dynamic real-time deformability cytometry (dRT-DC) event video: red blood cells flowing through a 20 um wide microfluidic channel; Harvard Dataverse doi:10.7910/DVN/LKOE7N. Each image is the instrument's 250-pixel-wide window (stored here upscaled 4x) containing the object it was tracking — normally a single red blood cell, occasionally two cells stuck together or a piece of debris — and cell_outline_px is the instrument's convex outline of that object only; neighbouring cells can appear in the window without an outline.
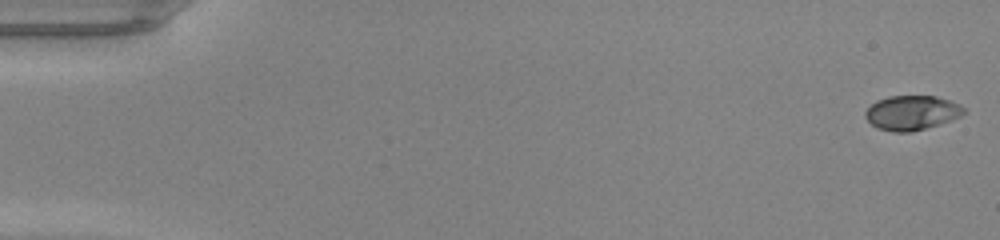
{"species": "common noctule bat (a hibernating species)", "species_latin": "Nyctalus noctula", "temperature_condition": "warm", "stored_images_in_passage": 49, "camera_frame_rate_fps": 3000, "um_per_image_px": 0.085, "animal": {"sex": "male", "body_mass_g": 20.0, "forearm_length_mm": 53.3}, "frame": {"image": 1, "passage_image": 1, "time_ms": 0.0, "image_size_px": [1000, 240], "cell_outline_px": [[968, 112], [952, 120], [940, 124], [912, 132], [892, 132], [876, 128], [864, 116], [864, 112], [876, 100], [888, 96], [936, 96], [960, 104]], "centroid_in_image_um": [77.51, 9.59], "position_along_channel_um": 7.5, "area_um2": 20.0}}
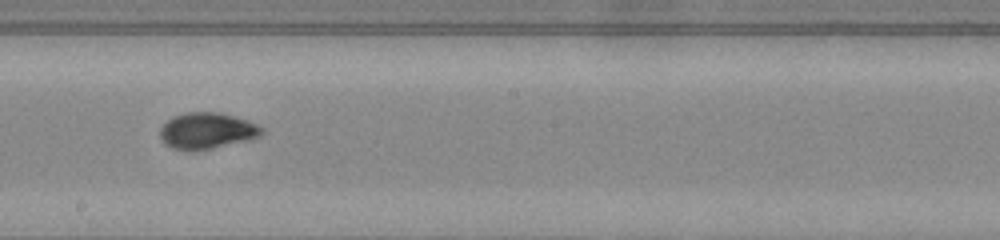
{"frame": {"image": 2, "passage_image": 28, "time_ms": 9.0, "image_size_px": [1000, 240], "cell_outline_px": [[264, 132], [260, 136], [248, 140], [196, 152], [188, 152], [172, 148], [164, 144], [160, 136], [160, 128], [172, 116], [188, 112], [220, 112], [248, 120], [264, 128]], "centroid_in_image_um": [17.58, 11.13], "position_along_channel_um": 230.6, "area_um2": 21.85}}
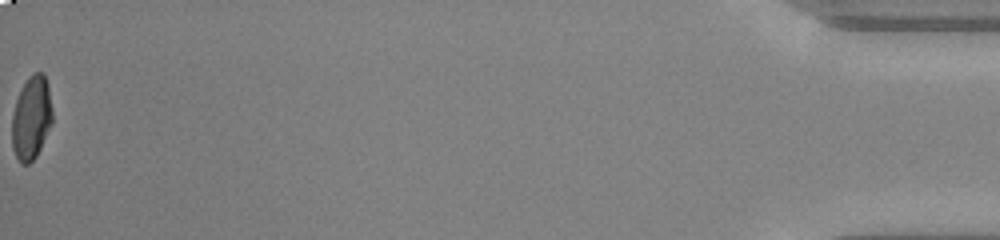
{"frame": {"image": 3, "passage_image": 49, "time_ms": 16.0, "image_size_px": [1000, 240], "cell_outline_px": [[52, 124], [36, 156], [28, 164], [20, 164], [12, 148], [12, 116], [16, 100], [28, 76], [32, 72], [44, 72], [48, 84], [52, 108]], "centroid_in_image_um": [2.67, 10.0], "position_along_channel_um": 432.5, "area_um2": 19.77}, "authors_computed_cell_mechanics": {"area_um2": 20.1722, "velocity_mm_per_s": 4.29, "shape_relaxation_time_tau1_ms": 4.5905, "shape_relaxation_time_tau2_ms": null, "deformation_change_tau1": 0.2172, "deformation_change_tau2": null}}